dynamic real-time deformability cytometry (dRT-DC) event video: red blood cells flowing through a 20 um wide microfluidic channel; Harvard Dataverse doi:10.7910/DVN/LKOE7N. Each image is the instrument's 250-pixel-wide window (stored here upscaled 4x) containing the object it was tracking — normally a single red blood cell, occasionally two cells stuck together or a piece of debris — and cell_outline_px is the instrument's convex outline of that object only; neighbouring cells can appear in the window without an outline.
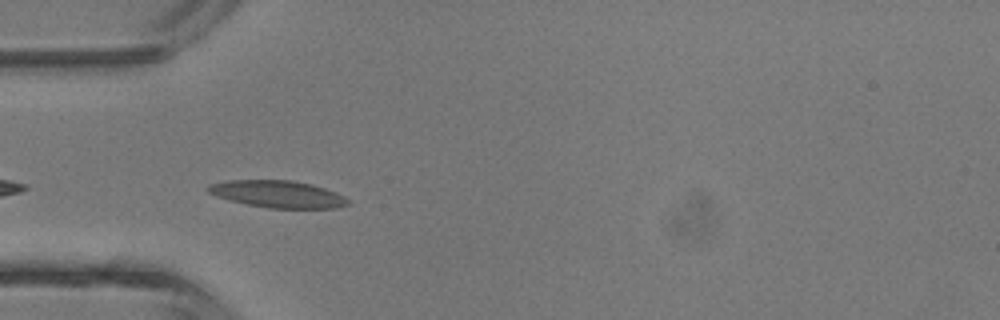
{"species": "common noctule bat (a hibernating species)", "species_latin": "Nyctalus noctula", "temperature_condition": "room temperature", "stored_images_in_passage": 6, "camera_frame_rate_fps": 3000, "um_per_image_px": 0.085, "animal": {"sex": "male", "body_mass_g": 13.3}, "frame": {"image": 1, "passage_image": 3, "time_ms": 2.333, "image_size_px": [1000, 320], "cell_outline_px": [[348, 204], [336, 208], [268, 208], [228, 200], [216, 196], [208, 192], [204, 188], [208, 184], [224, 180], [292, 180], [312, 184], [336, 192], [344, 196], [348, 200]], "centroid_in_image_um": [23.55, 16.49], "position_along_channel_um": 61.4, "area_um2": 22.2}}
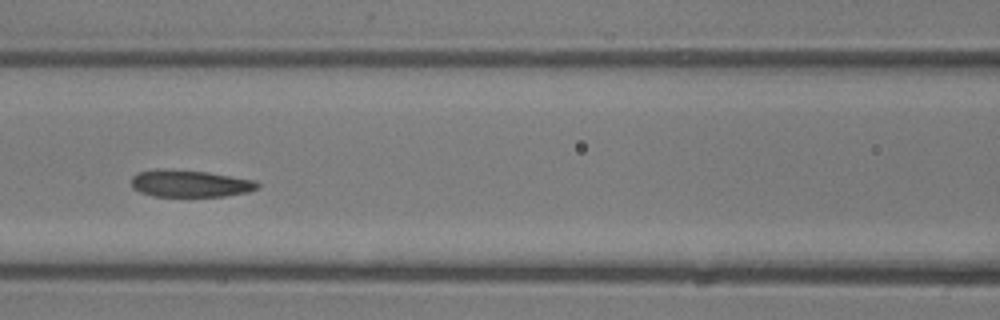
{"frame": {"image": 2, "passage_image": 5, "time_ms": 4.333, "image_size_px": [1000, 320], "cell_outline_px": [[260, 188], [248, 192], [224, 196], [152, 196], [140, 192], [132, 188], [132, 176], [136, 172], [156, 168], [164, 168], [208, 172], [256, 180], [260, 184]], "centroid_in_image_um": [16.14, 15.58], "position_along_channel_um": 150.5, "area_um2": 20.23}}
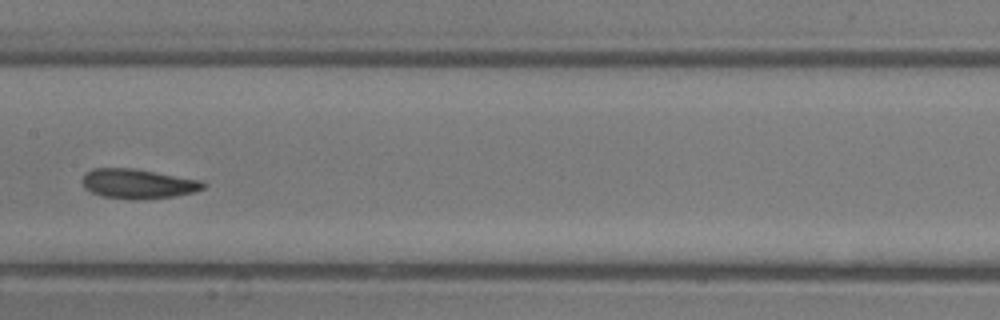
{"frame": {"image": 3, "passage_image": 6, "time_ms": 5.333, "image_size_px": [1000, 320], "cell_outline_px": [[208, 184], [204, 188], [192, 192], [172, 196], [144, 200], [128, 200], [104, 196], [92, 192], [84, 188], [80, 180], [84, 172], [92, 168], [132, 168], [204, 180]], "centroid_in_image_um": [11.71, 15.61], "position_along_channel_um": 195.7, "area_um2": 21.27}}